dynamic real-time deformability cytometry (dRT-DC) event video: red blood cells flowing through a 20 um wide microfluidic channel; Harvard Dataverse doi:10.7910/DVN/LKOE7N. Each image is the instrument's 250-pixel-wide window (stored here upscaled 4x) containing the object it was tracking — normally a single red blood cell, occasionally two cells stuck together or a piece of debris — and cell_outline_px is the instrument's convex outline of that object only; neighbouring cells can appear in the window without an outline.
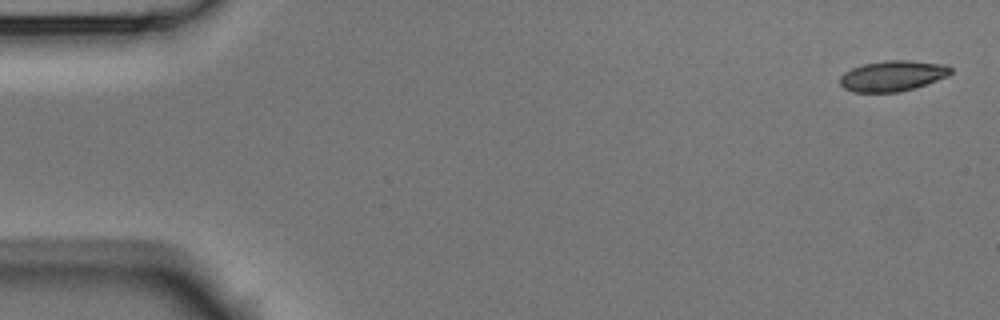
{"species": "Egyptian fruit bat (a non-hibernating species)", "species_latin": "Rousettus aegyptiacus", "temperature_condition": "room temperature", "stored_images_in_passage": 5, "camera_frame_rate_fps": 3000, "um_per_image_px": 0.085, "animal": {"sex": "male"}, "frame": {"image": 1, "passage_image": 1, "time_ms": 0.0, "image_size_px": [1000, 320], "cell_outline_px": [[952, 72], [948, 76], [900, 92], [852, 92], [844, 88], [840, 84], [840, 76], [844, 72], [852, 68], [864, 64], [884, 60], [912, 60], [944, 64], [952, 68]], "centroid_in_image_um": [75.85, 6.44], "position_along_channel_um": 9.1, "area_um2": 19.71}}
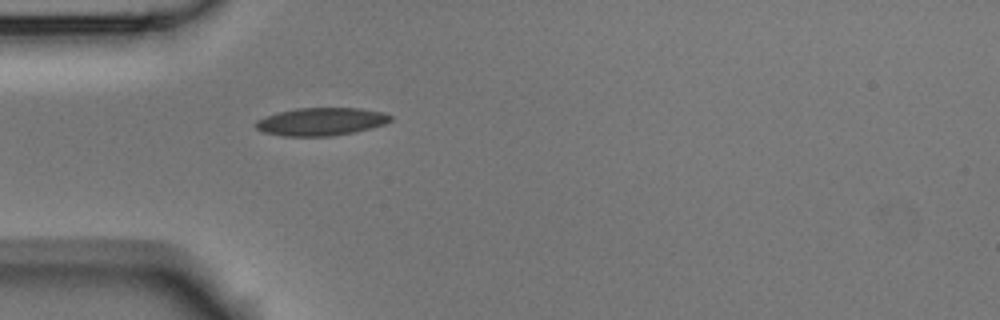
{"frame": {"image": 2, "passage_image": 5, "time_ms": 1.333, "image_size_px": [1000, 320], "cell_outline_px": [[392, 120], [384, 124], [352, 132], [332, 136], [284, 136], [264, 132], [256, 128], [256, 120], [280, 112], [296, 108], [360, 108], [380, 112], [392, 116]], "centroid_in_image_um": [27.29, 10.33], "position_along_channel_um": 57.7, "area_um2": 21.5}}